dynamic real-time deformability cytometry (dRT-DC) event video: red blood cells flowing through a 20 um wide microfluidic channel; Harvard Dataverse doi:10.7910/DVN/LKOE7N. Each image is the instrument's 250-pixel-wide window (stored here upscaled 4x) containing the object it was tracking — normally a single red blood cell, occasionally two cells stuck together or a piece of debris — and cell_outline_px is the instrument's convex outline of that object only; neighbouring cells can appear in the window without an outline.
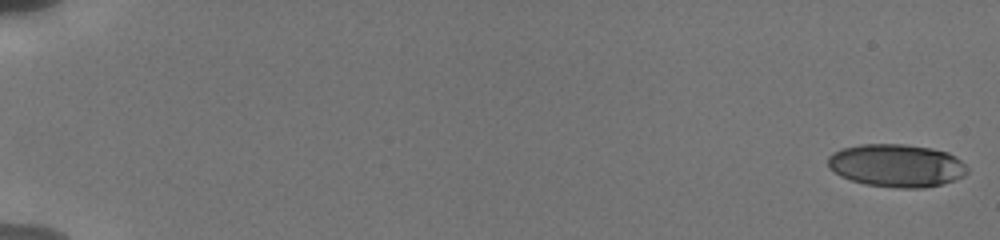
{"species": "human", "species_latin": "Homo sapiens", "temperature_condition": "cold", "stored_images_in_passage": 29, "camera_frame_rate_fps": 3000, "um_per_image_px": 0.085, "donor": {"sex": "male"}, "frame": {"image": 1, "passage_image": 1, "time_ms": 0.0, "image_size_px": [1000, 240], "cell_outline_px": [[968, 172], [964, 176], [956, 180], [924, 188], [896, 188], [864, 184], [840, 176], [828, 168], [828, 156], [832, 152], [840, 148], [860, 144], [904, 144], [932, 148], [948, 152], [956, 156], [968, 168]], "centroid_in_image_um": [76.19, 14.07], "position_along_channel_um": 8.8, "area_um2": 35.2}}
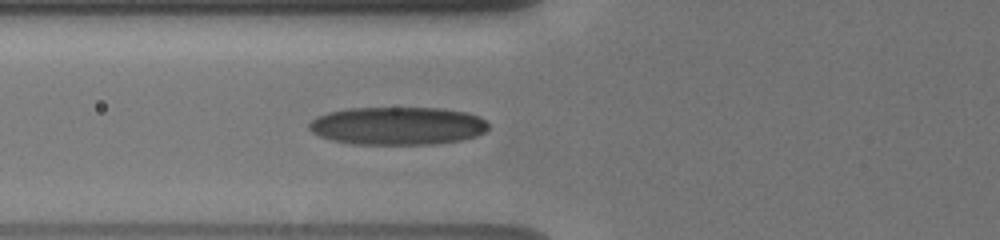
{"frame": {"image": 2, "passage_image": 17, "time_ms": 7.333, "image_size_px": [1000, 240], "cell_outline_px": [[488, 128], [484, 132], [476, 136], [460, 140], [436, 144], [352, 144], [332, 140], [320, 136], [312, 132], [308, 128], [308, 124], [316, 116], [328, 112], [348, 108], [440, 108], [464, 112], [480, 116], [488, 124]], "centroid_in_image_um": [33.77, 10.69], "position_along_channel_um": 92.0, "area_um2": 39.77}}
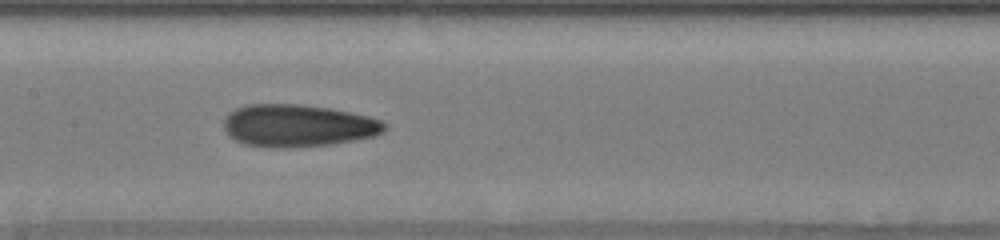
{"frame": {"image": 3, "passage_image": 28, "time_ms": 9.667, "image_size_px": [1000, 240], "cell_outline_px": [[388, 128], [384, 132], [376, 136], [356, 140], [332, 144], [288, 148], [276, 148], [244, 144], [228, 136], [224, 128], [224, 120], [228, 112], [236, 108], [248, 104], [300, 104], [328, 108], [368, 116], [380, 120], [388, 124]], "centroid_in_image_um": [25.33, 10.68], "position_along_channel_um": 182.1, "area_um2": 40.0}}